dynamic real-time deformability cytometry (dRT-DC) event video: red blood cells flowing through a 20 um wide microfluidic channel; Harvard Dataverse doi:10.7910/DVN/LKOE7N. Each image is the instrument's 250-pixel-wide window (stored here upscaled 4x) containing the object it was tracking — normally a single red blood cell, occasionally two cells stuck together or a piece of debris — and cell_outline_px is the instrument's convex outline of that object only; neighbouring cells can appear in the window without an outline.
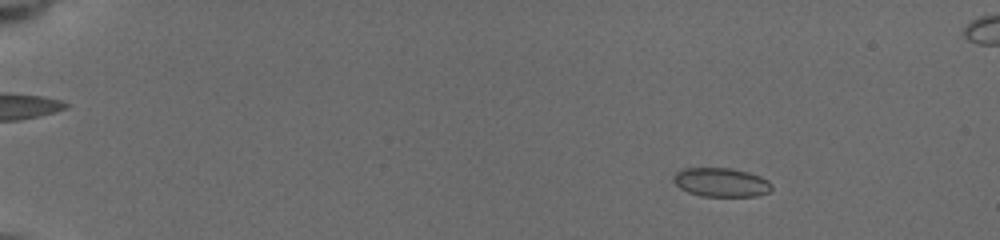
{"species": "common noctule bat (a hibernating species)", "species_latin": "Nyctalus noctula", "temperature_condition": "cold", "stored_images_in_passage": 42, "camera_frame_rate_fps": 3000, "um_per_image_px": 0.085, "animal": {"sex": "female", "body_mass_g": 19.5, "forearm_length_mm": 54.1}, "frame": {"image": 1, "passage_image": 1, "time_ms": 0.0, "image_size_px": [1000, 240], "cell_outline_px": [[772, 188], [768, 192], [756, 196], [700, 196], [688, 192], [680, 188], [672, 180], [672, 176], [680, 168], [728, 168], [748, 172], [760, 176], [768, 180], [772, 184]], "centroid_in_image_um": [61.27, 15.49], "position_along_channel_um": 23.7, "area_um2": 16.65}}
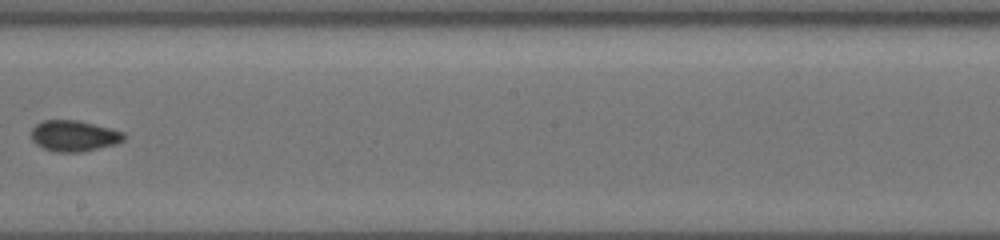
{"frame": {"image": 2, "passage_image": 23, "time_ms": 8.667, "image_size_px": [1000, 240], "cell_outline_px": [[124, 140], [116, 144], [84, 152], [52, 152], [36, 144], [32, 140], [32, 128], [36, 124], [44, 120], [80, 120], [124, 132]], "centroid_in_image_um": [6.29, 11.55], "position_along_channel_um": 241.9, "area_um2": 16.82}}
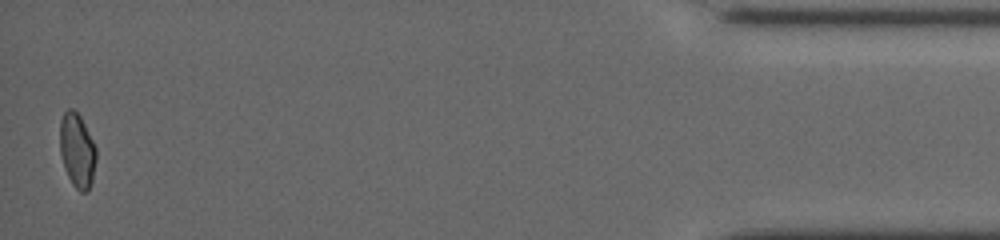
{"frame": {"image": 3, "passage_image": 42, "time_ms": 15.333, "image_size_px": [1000, 240], "cell_outline_px": [[96, 160], [92, 180], [88, 192], [80, 192], [72, 184], [64, 168], [60, 152], [60, 120], [64, 112], [68, 108], [72, 108], [80, 116], [96, 148]], "centroid_in_image_um": [6.55, 12.8], "position_along_channel_um": 428.7, "area_um2": 15.66}, "authors_computed_cell_mechanics": {"area_um2": 16.473, "velocity_mm_per_s": 3.895, "shape_relaxation_time_tau1_ms": 6.9943, "shape_relaxation_time_tau2_ms": 1.5357, "deformation_change_tau1": 0.1112, "deformation_change_tau2": 0.0394}}